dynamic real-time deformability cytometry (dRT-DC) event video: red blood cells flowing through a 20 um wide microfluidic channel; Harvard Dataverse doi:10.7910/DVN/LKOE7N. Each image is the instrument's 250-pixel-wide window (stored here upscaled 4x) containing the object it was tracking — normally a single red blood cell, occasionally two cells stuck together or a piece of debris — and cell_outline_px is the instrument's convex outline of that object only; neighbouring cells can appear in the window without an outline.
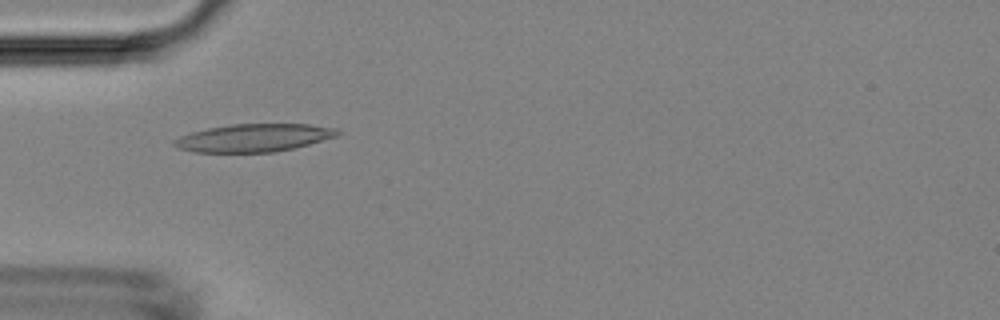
{"species": "Egyptian fruit bat (a non-hibernating species)", "species_latin": "Rousettus aegyptiacus", "temperature_condition": "room temperature", "stored_images_in_passage": 7, "camera_frame_rate_fps": 3000, "um_per_image_px": 0.085, "animal": {"sex": "female"}, "frame": {"image": 1, "passage_image": 4, "time_ms": 3.333, "image_size_px": [1000, 320], "cell_outline_px": [[344, 132], [340, 136], [276, 152], [192, 152], [176, 148], [172, 144], [172, 140], [180, 136], [192, 132], [208, 128], [232, 124], [308, 124], [340, 128]], "centroid_in_image_um": [21.62, 11.71], "position_along_channel_um": 63.4, "area_um2": 26.82}}
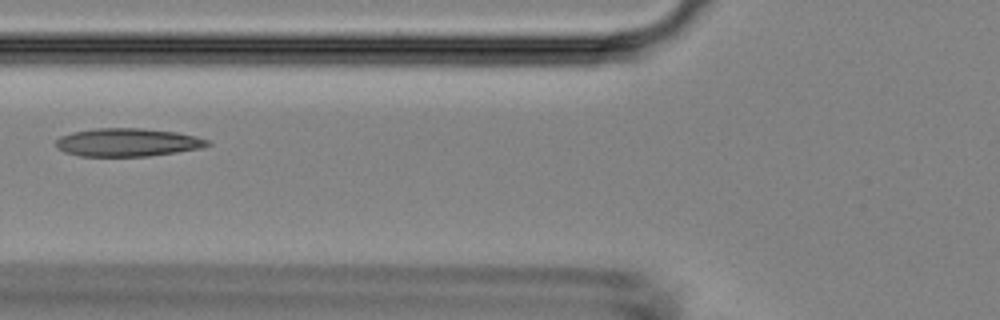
{"frame": {"image": 2, "passage_image": 5, "time_ms": 4.667, "image_size_px": [1000, 320], "cell_outline_px": [[212, 144], [200, 148], [176, 152], [148, 156], [80, 156], [64, 152], [56, 148], [56, 140], [60, 136], [72, 132], [96, 128], [144, 128], [176, 132], [196, 136], [208, 140]], "centroid_in_image_um": [10.82, 12.1], "position_along_channel_um": 115.0, "area_um2": 24.91}}
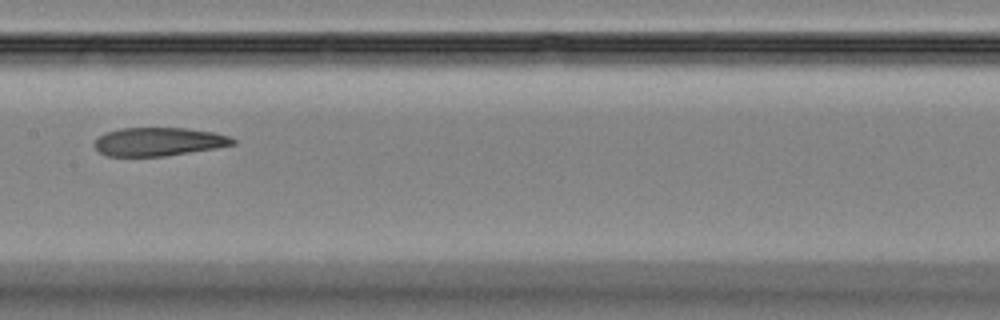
{"frame": {"image": 3, "passage_image": 7, "time_ms": 6.667, "image_size_px": [1000, 320], "cell_outline_px": [[236, 144], [216, 148], [164, 156], [104, 156], [92, 144], [104, 132], [120, 128], [188, 128], [212, 132], [228, 136], [236, 140]], "centroid_in_image_um": [13.46, 12.04], "position_along_channel_um": 193.9, "area_um2": 22.95}}